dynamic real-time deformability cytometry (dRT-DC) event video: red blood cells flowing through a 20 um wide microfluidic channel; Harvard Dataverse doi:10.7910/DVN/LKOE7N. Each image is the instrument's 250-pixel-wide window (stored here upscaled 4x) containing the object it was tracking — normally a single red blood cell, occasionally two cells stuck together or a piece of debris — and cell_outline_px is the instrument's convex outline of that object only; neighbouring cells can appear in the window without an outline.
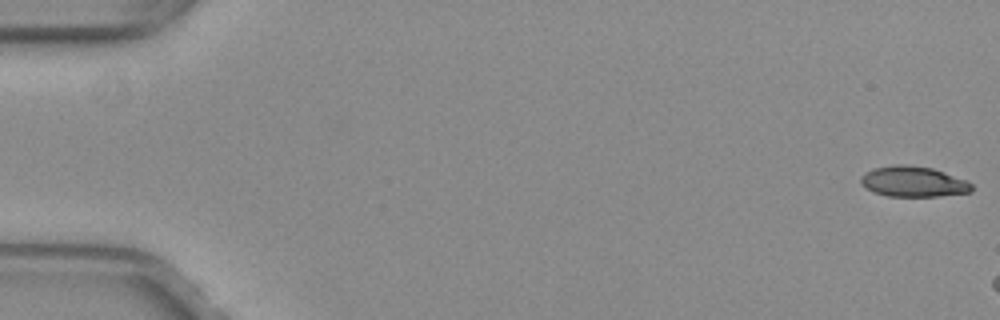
{"species": "common noctule bat (a hibernating species)", "species_latin": "Nyctalus noctula", "temperature_condition": "warm", "stored_images_in_passage": 33, "camera_frame_rate_fps": 3000, "um_per_image_px": 0.085, "animal": {"sex": "female", "body_mass_g": 29.2, "forearm_length_mm": 56.3}, "frame": {"image": 1, "passage_image": 1, "time_ms": 0.0, "image_size_px": [1000, 320], "cell_outline_px": [[972, 192], [940, 196], [888, 196], [872, 192], [864, 188], [860, 184], [860, 176], [864, 172], [872, 168], [892, 164], [908, 164], [932, 168], [968, 180], [972, 184]], "centroid_in_image_um": [77.59, 15.43], "position_along_channel_um": 7.4, "area_um2": 20.17}}
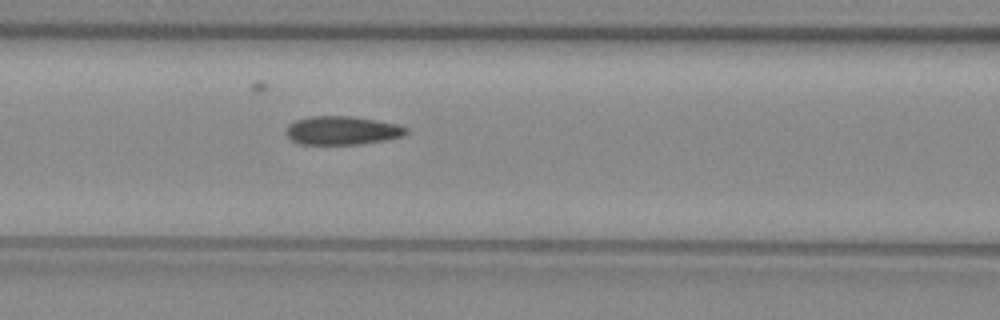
{"frame": {"image": 2, "passage_image": 7, "time_ms": 2.0, "image_size_px": [1000, 320], "cell_outline_px": [[408, 132], [404, 136], [388, 140], [360, 144], [300, 144], [292, 140], [284, 132], [288, 124], [296, 120], [308, 116], [352, 116], [376, 120], [396, 124], [408, 128]], "centroid_in_image_um": [29.08, 11.09], "position_along_channel_um": 137.5, "area_um2": 20.17}}
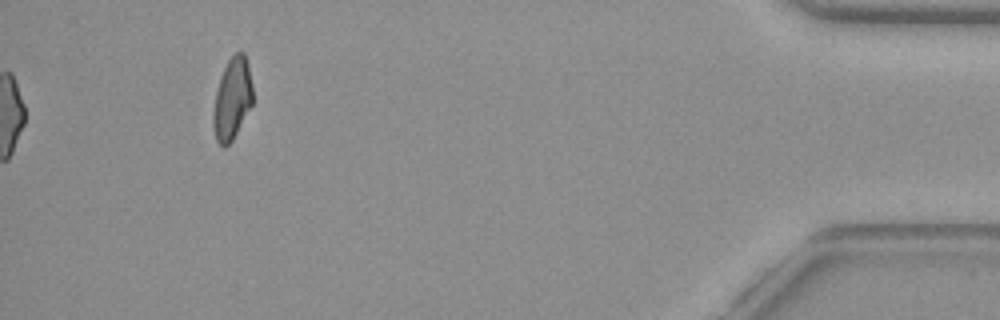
{"frame": {"image": 3, "passage_image": 33, "time_ms": 10.667, "image_size_px": [1000, 320], "cell_outline_px": [[252, 104], [232, 140], [228, 144], [220, 144], [216, 140], [212, 124], [212, 112], [216, 92], [220, 76], [228, 60], [236, 52], [244, 52], [248, 64], [252, 84]], "centroid_in_image_um": [19.72, 8.37], "position_along_channel_um": 415.5, "area_um2": 18.61}, "authors_computed_cell_mechanics": {"area_um2": 20.0566, "velocity_mm_per_s": 3.9964, "shape_relaxation_time_tau1_ms": null, "shape_relaxation_time_tau2_ms": 3.0752, "deformation_change_tau1": null, "deformation_change_tau2": 0.0796}}